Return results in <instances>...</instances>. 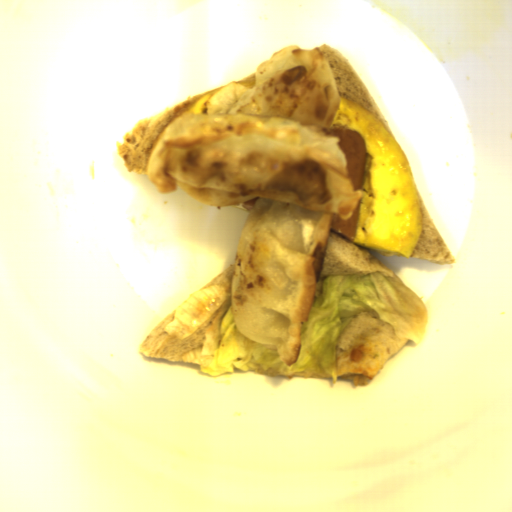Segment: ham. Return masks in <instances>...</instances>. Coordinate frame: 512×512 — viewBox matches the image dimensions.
<instances>
[{"label": "ham", "instance_id": "obj_1", "mask_svg": "<svg viewBox=\"0 0 512 512\" xmlns=\"http://www.w3.org/2000/svg\"><path fill=\"white\" fill-rule=\"evenodd\" d=\"M323 132L339 137L338 147L344 154L348 175L353 188L354 190L361 191L367 160V143L364 137L354 130L341 127Z\"/></svg>", "mask_w": 512, "mask_h": 512}, {"label": "ham", "instance_id": "obj_2", "mask_svg": "<svg viewBox=\"0 0 512 512\" xmlns=\"http://www.w3.org/2000/svg\"><path fill=\"white\" fill-rule=\"evenodd\" d=\"M361 197L350 218L343 219L337 214L332 216L329 232L349 241L356 239L357 227L360 213Z\"/></svg>", "mask_w": 512, "mask_h": 512}, {"label": "ham", "instance_id": "obj_3", "mask_svg": "<svg viewBox=\"0 0 512 512\" xmlns=\"http://www.w3.org/2000/svg\"><path fill=\"white\" fill-rule=\"evenodd\" d=\"M258 198L259 197H254V198L244 201L242 207L245 208L249 212V210L254 207Z\"/></svg>", "mask_w": 512, "mask_h": 512}]
</instances>
